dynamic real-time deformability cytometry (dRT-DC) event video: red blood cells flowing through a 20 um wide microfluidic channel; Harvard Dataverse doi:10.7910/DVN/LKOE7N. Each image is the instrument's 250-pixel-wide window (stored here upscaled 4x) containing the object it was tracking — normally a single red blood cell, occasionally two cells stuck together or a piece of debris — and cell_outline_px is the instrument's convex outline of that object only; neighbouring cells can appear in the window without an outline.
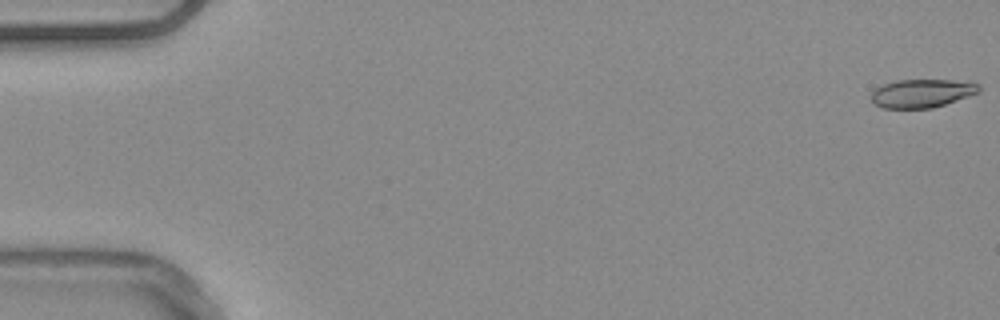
{"species": "common noctule bat (a hibernating species)", "species_latin": "Nyctalus noctula", "temperature_condition": "warm", "stored_images_in_passage": 55, "camera_frame_rate_fps": 3000, "um_per_image_px": 0.085, "animal": {"sex": "male", "body_mass_g": 20.4}, "frame": {"image": 1, "passage_image": 1, "time_ms": 0.0, "image_size_px": [1000, 320], "cell_outline_px": [[980, 92], [932, 108], [884, 108], [876, 104], [872, 100], [872, 92], [876, 88], [884, 84], [896, 80], [952, 80], [980, 84]], "centroid_in_image_um": [78.37, 7.92], "position_along_channel_um": 6.6, "area_um2": 17.57}}
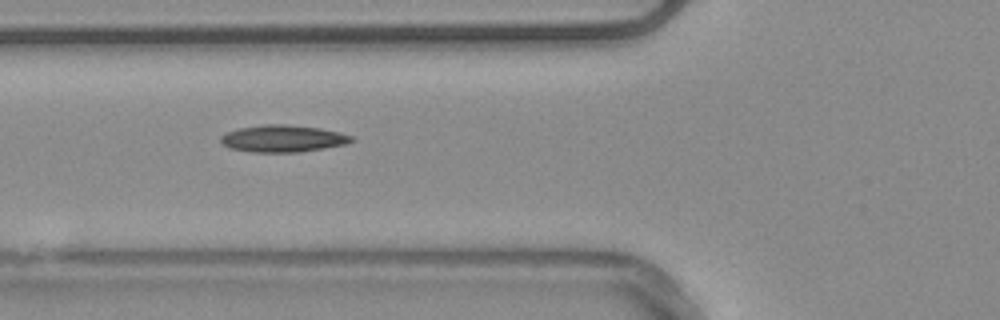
{"frame": {"image": 2, "passage_image": 21, "time_ms": 6.667, "image_size_px": [1000, 320], "cell_outline_px": [[356, 140], [344, 144], [324, 148], [300, 152], [252, 152], [228, 148], [220, 140], [220, 136], [228, 132], [240, 128], [264, 124], [284, 124], [320, 128], [340, 132], [352, 136]], "centroid_in_image_um": [24.06, 11.78], "position_along_channel_um": 101.7, "area_um2": 20.52}}
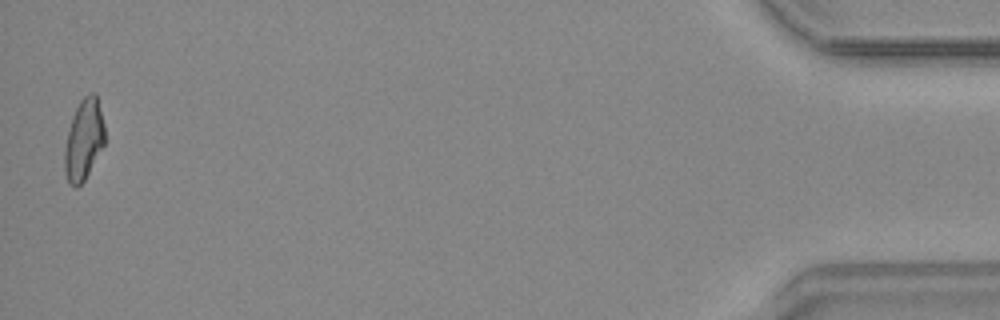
{"frame": {"image": 3, "passage_image": 54, "time_ms": 17.667, "image_size_px": [1000, 320], "cell_outline_px": [[104, 144], [84, 180], [76, 188], [68, 184], [64, 172], [64, 148], [72, 116], [80, 100], [84, 96], [92, 92], [96, 92], [104, 124]], "centroid_in_image_um": [7.1, 11.88], "position_along_channel_um": 428.1, "area_um2": 18.9}, "authors_computed_cell_mechanics": {"area_um2": 19.0162, "velocity_mm_per_s": 3.7871, "shape_relaxation_time_tau1_ms": null, "shape_relaxation_time_tau2_ms": 4.6229, "deformation_change_tau1": null, "deformation_change_tau2": 0.1285}}